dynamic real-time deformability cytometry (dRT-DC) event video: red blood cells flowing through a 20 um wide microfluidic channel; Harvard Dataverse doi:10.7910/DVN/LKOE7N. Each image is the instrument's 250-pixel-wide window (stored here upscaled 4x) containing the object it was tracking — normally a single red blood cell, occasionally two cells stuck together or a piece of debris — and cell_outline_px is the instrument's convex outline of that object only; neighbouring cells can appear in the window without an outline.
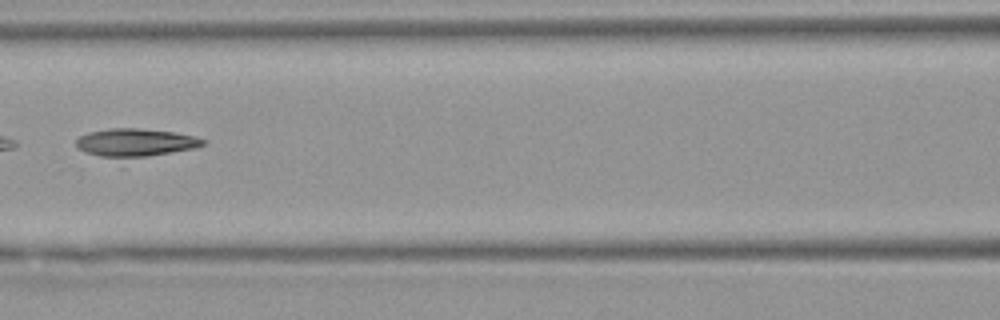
{"species": "Egyptian fruit bat (a non-hibernating species)", "species_latin": "Rousettus aegyptiacus", "temperature_condition": "warm", "stored_images_in_passage": 4, "camera_frame_rate_fps": 3000, "um_per_image_px": 0.085, "animal": {"sex": "female"}, "frame": {"image": 1, "passage_image": 4, "time_ms": 4.0, "image_size_px": [1000, 320], "cell_outline_px": [[208, 144], [196, 148], [148, 156], [100, 156], [84, 152], [76, 148], [76, 140], [80, 136], [88, 132], [108, 128], [140, 128], [172, 132], [196, 136], [208, 140]], "centroid_in_image_um": [11.55, 12.09], "position_along_channel_um": 155.0, "area_um2": 20.58}}